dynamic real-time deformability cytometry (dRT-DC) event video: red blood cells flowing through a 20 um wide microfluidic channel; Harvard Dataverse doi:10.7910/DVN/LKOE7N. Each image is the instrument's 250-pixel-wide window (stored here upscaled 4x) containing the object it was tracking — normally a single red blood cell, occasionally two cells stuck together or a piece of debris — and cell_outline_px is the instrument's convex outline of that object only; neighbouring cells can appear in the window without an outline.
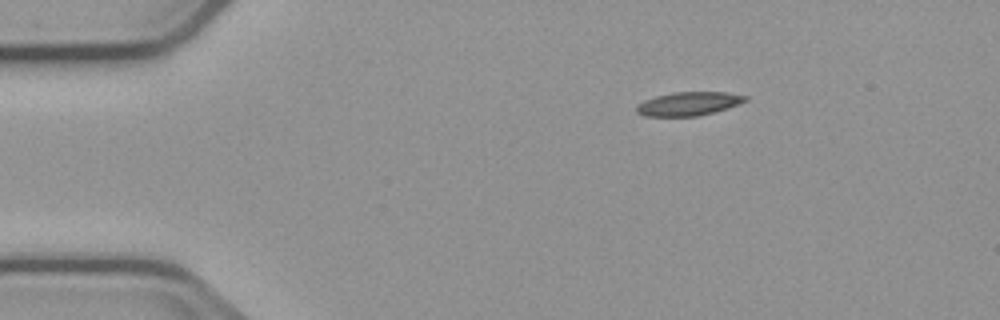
{"species": "common noctule bat (a hibernating species)", "species_latin": "Nyctalus noctula", "temperature_condition": "cold", "stored_images_in_passage": 3, "camera_frame_rate_fps": 3000, "um_per_image_px": 0.085, "animal": {"sex": "male", "body_mass_g": 23.1, "forearm_length_mm": 52.7}, "frame": {"image": 1, "passage_image": 1, "time_ms": 0.0, "image_size_px": [1000, 320], "cell_outline_px": [[748, 100], [728, 108], [696, 116], [644, 116], [636, 112], [636, 104], [644, 100], [656, 96], [676, 92], [728, 92], [748, 96]], "centroid_in_image_um": [58.52, 8.81], "position_along_channel_um": 26.5, "area_um2": 14.97}}